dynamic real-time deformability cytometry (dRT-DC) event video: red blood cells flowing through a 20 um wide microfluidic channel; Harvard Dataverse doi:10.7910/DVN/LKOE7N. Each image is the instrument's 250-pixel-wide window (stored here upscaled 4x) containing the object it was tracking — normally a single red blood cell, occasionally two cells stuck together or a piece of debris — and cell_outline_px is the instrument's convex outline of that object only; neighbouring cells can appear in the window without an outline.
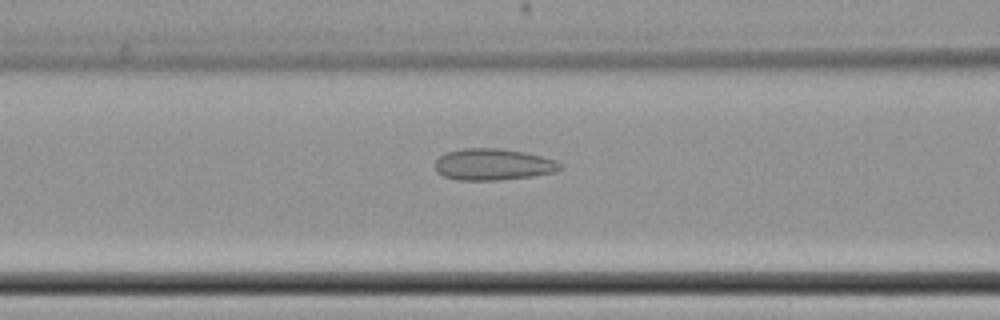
{"species": "common noctule bat (a hibernating species)", "species_latin": "Nyctalus noctula", "temperature_condition": "cold", "stored_images_in_passage": 33, "camera_frame_rate_fps": 3000, "um_per_image_px": 0.085, "animal": {"sex": "female", "body_mass_g": 22.7, "forearm_length_mm": 54.2}, "frame": {"image": 1, "passage_image": 9, "time_ms": 2.667, "image_size_px": [1000, 320], "cell_outline_px": [[564, 168], [556, 172], [532, 176], [500, 180], [456, 180], [444, 176], [436, 172], [436, 160], [440, 156], [448, 152], [464, 148], [500, 148], [524, 152], [556, 160]], "centroid_in_image_um": [41.93, 13.98], "position_along_channel_um": 124.7, "area_um2": 23.0}}
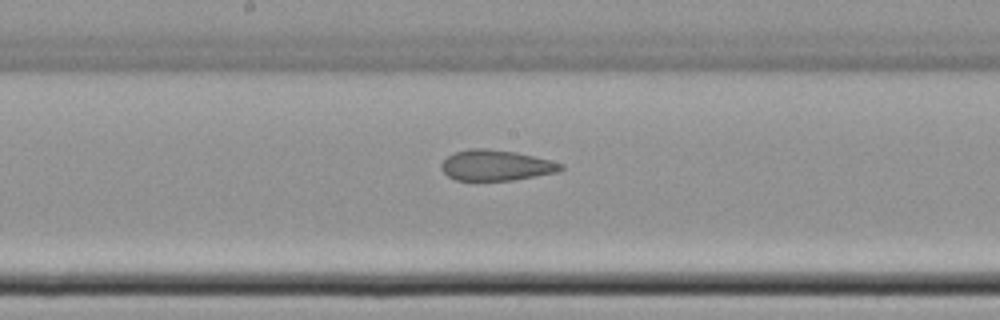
{"frame": {"image": 2, "passage_image": 16, "time_ms": 5.0, "image_size_px": [1000, 320], "cell_outline_px": [[564, 168], [560, 172], [512, 180], [456, 180], [448, 176], [440, 168], [440, 164], [452, 152], [468, 148], [484, 148], [516, 152], [564, 164]], "centroid_in_image_um": [42.14, 14.05], "position_along_channel_um": 206.1, "area_um2": 21.39}}
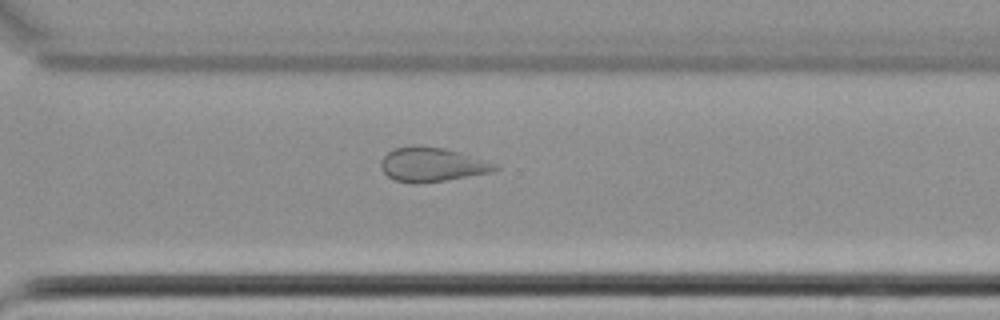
{"frame": {"image": 3, "passage_image": 27, "time_ms": 8.667, "image_size_px": [1000, 320], "cell_outline_px": [[500, 168], [492, 172], [444, 180], [416, 184], [412, 184], [396, 180], [388, 176], [380, 168], [380, 160], [388, 152], [396, 148], [412, 144], [420, 144], [444, 148], [460, 152], [500, 164]], "centroid_in_image_um": [36.72, 13.97], "position_along_channel_um": 333.9, "area_um2": 23.06}}